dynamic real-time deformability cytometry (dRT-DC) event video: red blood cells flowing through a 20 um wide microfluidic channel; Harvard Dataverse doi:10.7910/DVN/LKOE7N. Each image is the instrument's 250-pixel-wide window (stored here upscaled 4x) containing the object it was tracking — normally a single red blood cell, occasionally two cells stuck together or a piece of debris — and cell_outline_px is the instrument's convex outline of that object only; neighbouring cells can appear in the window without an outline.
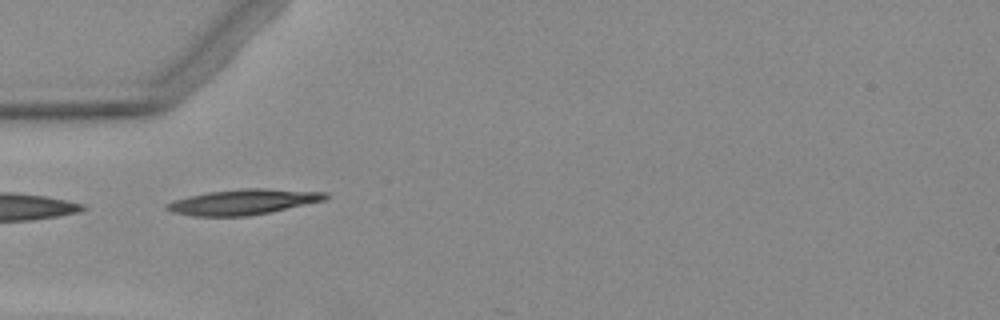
{"species": "Egyptian fruit bat (a non-hibernating species)", "species_latin": "Rousettus aegyptiacus", "temperature_condition": "warm", "stored_images_in_passage": 3, "camera_frame_rate_fps": 3000, "um_per_image_px": 0.085, "animal": {"sex": "female"}, "frame": {"image": 1, "passage_image": 3, "time_ms": 5.333, "image_size_px": [1000, 320], "cell_outline_px": [[332, 196], [324, 200], [272, 212], [248, 216], [196, 216], [172, 212], [164, 208], [164, 204], [172, 200], [188, 196], [208, 192], [240, 188], [264, 188], [328, 192]], "centroid_in_image_um": [20.68, 17.15], "position_along_channel_um": 64.3, "area_um2": 23.76}}